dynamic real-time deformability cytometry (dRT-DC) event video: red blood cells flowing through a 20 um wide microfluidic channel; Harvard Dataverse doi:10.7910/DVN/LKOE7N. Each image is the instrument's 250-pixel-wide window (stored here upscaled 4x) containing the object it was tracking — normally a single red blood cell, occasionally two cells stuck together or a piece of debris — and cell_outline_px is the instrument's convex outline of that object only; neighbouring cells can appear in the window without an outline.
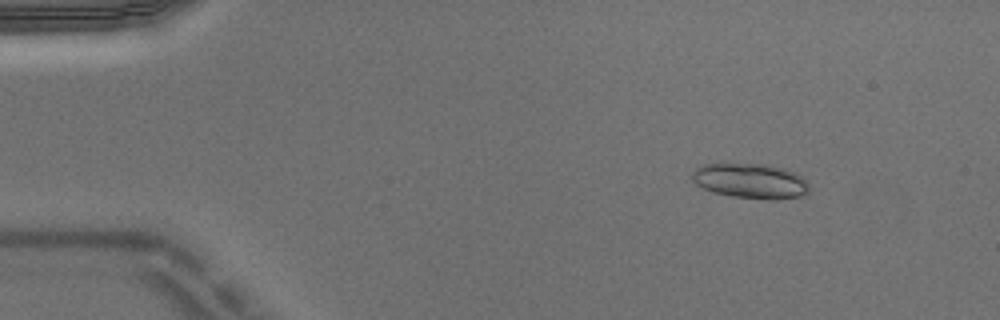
{"species": "Egyptian fruit bat (a non-hibernating species)", "species_latin": "Rousettus aegyptiacus", "temperature_condition": "warm", "stored_images_in_passage": 4, "camera_frame_rate_fps": 3000, "um_per_image_px": 0.085, "animal": {"sex": "male"}, "frame": {"image": 1, "passage_image": 2, "time_ms": 0.333, "image_size_px": [1000, 320], "cell_outline_px": [[808, 192], [804, 196], [776, 200], [768, 200], [732, 196], [712, 192], [696, 184], [692, 180], [692, 172], [696, 168], [704, 164], [760, 164], [784, 168], [796, 172], [808, 184]], "centroid_in_image_um": [63.81, 15.4], "position_along_channel_um": 21.2, "area_um2": 23.93}}